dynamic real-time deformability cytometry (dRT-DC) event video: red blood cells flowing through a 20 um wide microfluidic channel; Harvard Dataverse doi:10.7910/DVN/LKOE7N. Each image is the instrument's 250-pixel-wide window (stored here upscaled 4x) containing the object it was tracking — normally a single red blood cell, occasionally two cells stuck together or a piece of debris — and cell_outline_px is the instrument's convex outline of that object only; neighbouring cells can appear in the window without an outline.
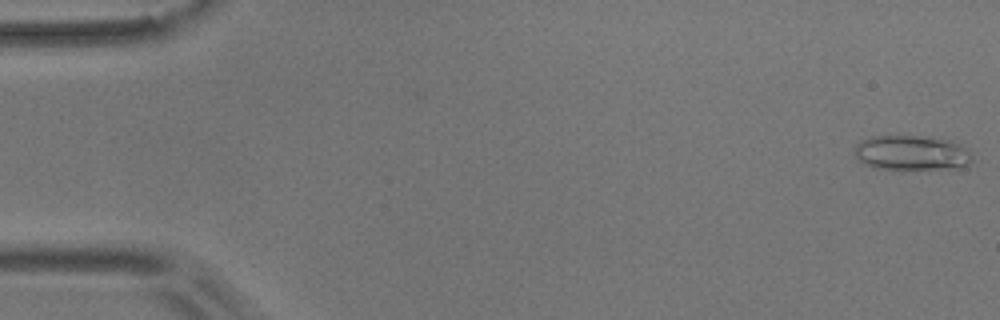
{"species": "common noctule bat (a hibernating species)", "species_latin": "Nyctalus noctula", "temperature_condition": "room temperature", "stored_images_in_passage": 56, "camera_frame_rate_fps": 3000, "um_per_image_px": 0.085, "animal": {"sex": "male", "body_mass_g": 17.9}, "frame": {"image": 1, "passage_image": 1, "time_ms": 0.0, "image_size_px": [1000, 320], "cell_outline_px": [[972, 160], [968, 164], [960, 168], [876, 168], [864, 164], [856, 156], [852, 148], [860, 140], [872, 136], [916, 136], [948, 140], [968, 148], [972, 156]], "centroid_in_image_um": [77.46, 12.98], "position_along_channel_um": 7.5, "area_um2": 23.64}}
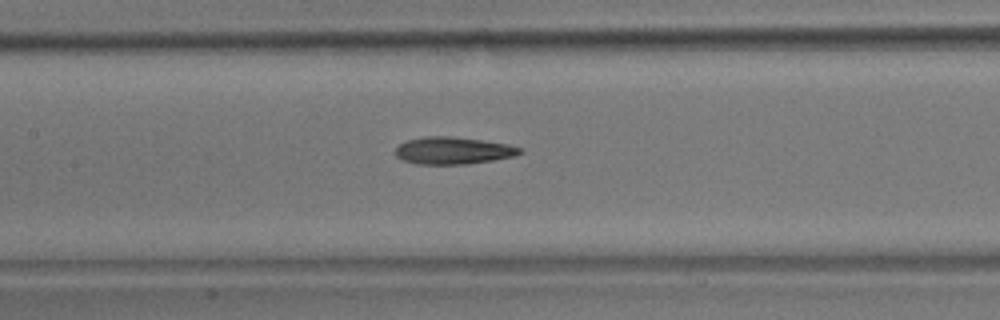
{"frame": {"image": 2, "passage_image": 26, "time_ms": 8.333, "image_size_px": [1000, 320], "cell_outline_px": [[524, 152], [516, 156], [468, 164], [416, 164], [400, 160], [396, 156], [396, 148], [400, 144], [408, 140], [424, 136], [452, 136], [508, 144], [524, 148]], "centroid_in_image_um": [38.54, 12.8], "position_along_channel_um": 168.9, "area_um2": 19.88}}
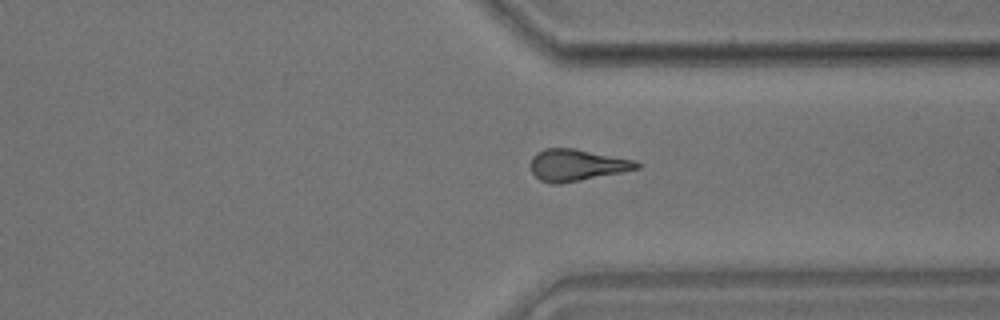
{"frame": {"image": 3, "passage_image": 42, "time_ms": 13.667, "image_size_px": [1000, 320], "cell_outline_px": [[640, 168], [624, 172], [560, 184], [552, 184], [540, 180], [532, 172], [532, 156], [536, 152], [544, 148], [572, 148], [636, 160], [640, 164]], "centroid_in_image_um": [49.04, 14.03], "position_along_channel_um": 362.4, "area_um2": 19.59}, "authors_computed_cell_mechanics": {"area_um2": 19.5942, "velocity_mm_per_s": 3.6307, "shape_relaxation_time_tau1_ms": null, "shape_relaxation_time_tau2_ms": 9.2587, "deformation_change_tau1": null, "deformation_change_tau2": 0.24}}